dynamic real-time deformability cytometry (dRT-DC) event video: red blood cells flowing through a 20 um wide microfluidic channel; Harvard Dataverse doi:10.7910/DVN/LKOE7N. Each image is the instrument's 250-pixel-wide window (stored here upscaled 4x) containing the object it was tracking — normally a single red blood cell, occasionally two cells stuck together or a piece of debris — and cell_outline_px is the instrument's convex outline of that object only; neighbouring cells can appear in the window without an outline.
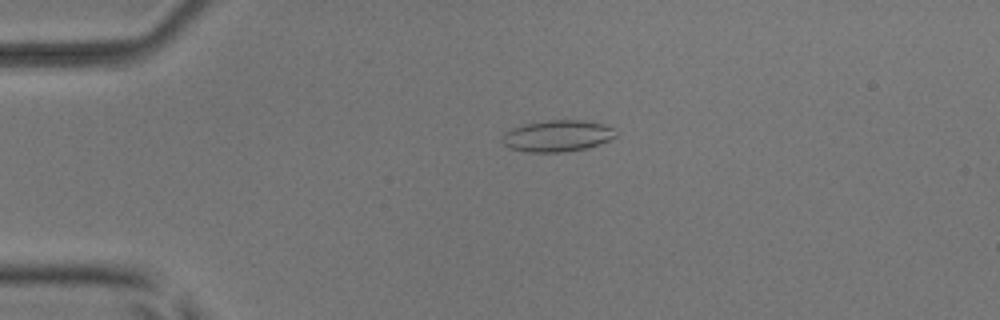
{"species": "common noctule bat (a hibernating species)", "species_latin": "Nyctalus noctula", "temperature_condition": "room temperature", "stored_images_in_passage": 5, "camera_frame_rate_fps": 3000, "um_per_image_px": 0.085, "animal": {"sex": "male", "body_mass_g": 17.9, "forearm_length_mm": 54.2}, "frame": {"image": 1, "passage_image": 4, "time_ms": 1.0, "image_size_px": [1000, 320], "cell_outline_px": [[616, 136], [600, 144], [584, 148], [564, 152], [524, 152], [508, 148], [500, 140], [500, 136], [504, 132], [512, 128], [524, 124], [548, 120], [584, 120], [604, 124], [612, 128]], "centroid_in_image_um": [47.3, 11.55], "position_along_channel_um": 37.7, "area_um2": 20.92}}